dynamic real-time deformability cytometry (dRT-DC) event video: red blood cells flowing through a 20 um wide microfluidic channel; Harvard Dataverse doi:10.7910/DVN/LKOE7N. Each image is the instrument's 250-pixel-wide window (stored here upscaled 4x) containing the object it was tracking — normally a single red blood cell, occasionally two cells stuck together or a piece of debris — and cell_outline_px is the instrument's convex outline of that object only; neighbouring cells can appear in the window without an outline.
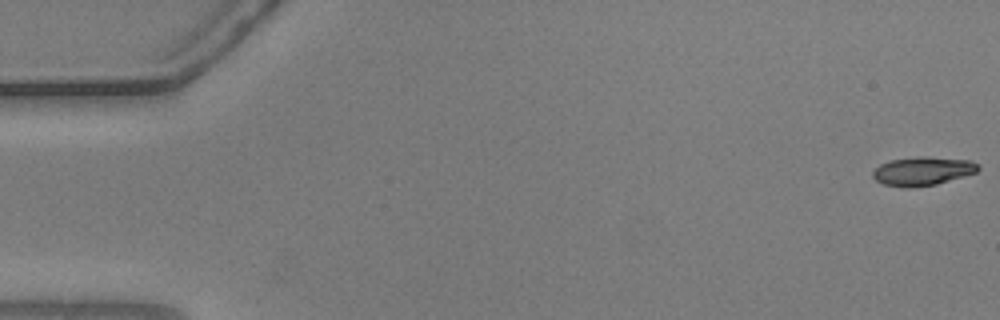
{"species": "common noctule bat (a hibernating species)", "species_latin": "Nyctalus noctula", "temperature_condition": "warm", "stored_images_in_passage": 56, "camera_frame_rate_fps": 3000, "um_per_image_px": 0.085, "animal": {"sex": "male", "body_mass_g": 20.5, "forearm_length_mm": 52.5}, "frame": {"image": 1, "passage_image": 1, "time_ms": 0.0, "image_size_px": [1000, 320], "cell_outline_px": [[980, 168], [976, 172], [936, 184], [912, 188], [904, 188], [884, 184], [876, 180], [872, 176], [872, 172], [880, 164], [892, 160], [920, 156], [972, 160], [980, 164]], "centroid_in_image_um": [78.43, 14.54], "position_along_channel_um": 6.6, "area_um2": 17.57}}
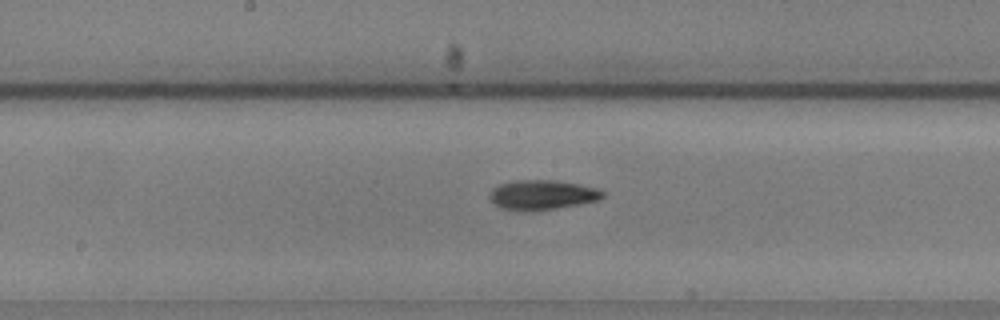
{"frame": {"image": 2, "passage_image": 29, "time_ms": 9.333, "image_size_px": [1000, 320], "cell_outline_px": [[604, 196], [600, 200], [556, 208], [532, 212], [516, 212], [500, 208], [488, 196], [492, 188], [496, 184], [512, 180], [556, 180], [596, 188], [604, 192]], "centroid_in_image_um": [46.01, 16.57], "position_along_channel_um": 202.2, "area_um2": 19.94}}
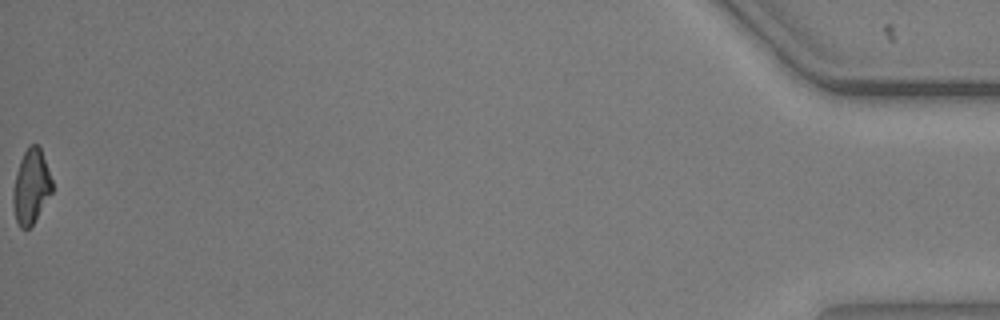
{"frame": {"image": 3, "passage_image": 56, "time_ms": 18.333, "image_size_px": [1000, 320], "cell_outline_px": [[52, 192], [32, 224], [28, 228], [20, 228], [16, 220], [12, 204], [12, 192], [16, 172], [20, 160], [28, 144], [36, 144], [40, 148], [52, 180]], "centroid_in_image_um": [2.62, 15.84], "position_along_channel_um": 432.6, "area_um2": 16.76}, "authors_computed_cell_mechanics": {"area_um2": 18.207, "velocity_mm_per_s": 3.6853, "shape_relaxation_time_tau1_ms": 3.8179, "shape_relaxation_time_tau2_ms": 6.9924, "deformation_change_tau1": 0.1653, "deformation_change_tau2": 0.1523}}